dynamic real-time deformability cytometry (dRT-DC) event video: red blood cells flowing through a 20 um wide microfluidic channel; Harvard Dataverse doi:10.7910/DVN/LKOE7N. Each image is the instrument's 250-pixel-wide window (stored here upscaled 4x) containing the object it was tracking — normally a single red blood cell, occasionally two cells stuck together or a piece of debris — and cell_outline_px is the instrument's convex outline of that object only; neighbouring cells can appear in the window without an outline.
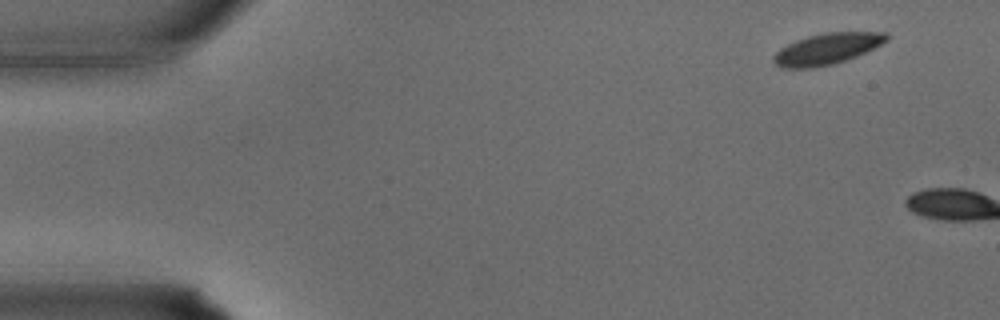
{"species": "common noctule bat (a hibernating species)", "species_latin": "Nyctalus noctula", "temperature_condition": "warm", "stored_images_in_passage": 2, "camera_frame_rate_fps": 3000, "um_per_image_px": 0.085, "animal": {"sex": "male", "body_mass_g": 15.6}, "frame": {"image": 1, "passage_image": 1, "time_ms": 0.0, "image_size_px": [1000, 320], "cell_outline_px": [[888, 40], [856, 56], [832, 64], [816, 68], [780, 68], [772, 60], [772, 56], [780, 48], [796, 40], [808, 36], [824, 32], [888, 32]], "centroid_in_image_um": [70.25, 4.15], "position_along_channel_um": 14.7, "area_um2": 20.4}}